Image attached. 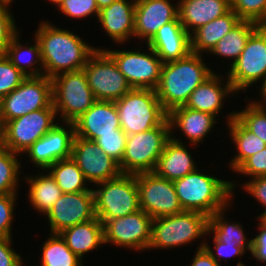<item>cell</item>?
I'll return each mask as SVG.
<instances>
[{
	"label": "cell",
	"mask_w": 266,
	"mask_h": 266,
	"mask_svg": "<svg viewBox=\"0 0 266 266\" xmlns=\"http://www.w3.org/2000/svg\"><path fill=\"white\" fill-rule=\"evenodd\" d=\"M35 38L39 41L44 76L82 70L89 57L98 49L85 43L78 35L44 21L38 25Z\"/></svg>",
	"instance_id": "obj_1"
},
{
	"label": "cell",
	"mask_w": 266,
	"mask_h": 266,
	"mask_svg": "<svg viewBox=\"0 0 266 266\" xmlns=\"http://www.w3.org/2000/svg\"><path fill=\"white\" fill-rule=\"evenodd\" d=\"M214 71L205 65L202 54L190 52L185 58L163 63L155 92L163 109L185 106L191 93Z\"/></svg>",
	"instance_id": "obj_2"
},
{
	"label": "cell",
	"mask_w": 266,
	"mask_h": 266,
	"mask_svg": "<svg viewBox=\"0 0 266 266\" xmlns=\"http://www.w3.org/2000/svg\"><path fill=\"white\" fill-rule=\"evenodd\" d=\"M173 184L184 211L198 212L208 217L229 207L235 190V182L209 176L198 169L173 181Z\"/></svg>",
	"instance_id": "obj_3"
},
{
	"label": "cell",
	"mask_w": 266,
	"mask_h": 266,
	"mask_svg": "<svg viewBox=\"0 0 266 266\" xmlns=\"http://www.w3.org/2000/svg\"><path fill=\"white\" fill-rule=\"evenodd\" d=\"M114 102L121 129L127 135L158 127L168 118V113L163 109L155 90L152 89L132 88Z\"/></svg>",
	"instance_id": "obj_4"
},
{
	"label": "cell",
	"mask_w": 266,
	"mask_h": 266,
	"mask_svg": "<svg viewBox=\"0 0 266 266\" xmlns=\"http://www.w3.org/2000/svg\"><path fill=\"white\" fill-rule=\"evenodd\" d=\"M208 220L207 215L193 211L153 218L148 249H171L210 235Z\"/></svg>",
	"instance_id": "obj_5"
},
{
	"label": "cell",
	"mask_w": 266,
	"mask_h": 266,
	"mask_svg": "<svg viewBox=\"0 0 266 266\" xmlns=\"http://www.w3.org/2000/svg\"><path fill=\"white\" fill-rule=\"evenodd\" d=\"M171 138L168 118L158 127L127 135L122 161L119 164L123 174L154 172L166 142Z\"/></svg>",
	"instance_id": "obj_6"
},
{
	"label": "cell",
	"mask_w": 266,
	"mask_h": 266,
	"mask_svg": "<svg viewBox=\"0 0 266 266\" xmlns=\"http://www.w3.org/2000/svg\"><path fill=\"white\" fill-rule=\"evenodd\" d=\"M51 81L53 106L63 123H73L97 101L83 69L57 74Z\"/></svg>",
	"instance_id": "obj_7"
},
{
	"label": "cell",
	"mask_w": 266,
	"mask_h": 266,
	"mask_svg": "<svg viewBox=\"0 0 266 266\" xmlns=\"http://www.w3.org/2000/svg\"><path fill=\"white\" fill-rule=\"evenodd\" d=\"M94 189L95 214L99 220H110L140 210L136 175L121 173L118 177L97 183Z\"/></svg>",
	"instance_id": "obj_8"
},
{
	"label": "cell",
	"mask_w": 266,
	"mask_h": 266,
	"mask_svg": "<svg viewBox=\"0 0 266 266\" xmlns=\"http://www.w3.org/2000/svg\"><path fill=\"white\" fill-rule=\"evenodd\" d=\"M53 106L52 81L47 76H29L0 100V128L29 112Z\"/></svg>",
	"instance_id": "obj_9"
},
{
	"label": "cell",
	"mask_w": 266,
	"mask_h": 266,
	"mask_svg": "<svg viewBox=\"0 0 266 266\" xmlns=\"http://www.w3.org/2000/svg\"><path fill=\"white\" fill-rule=\"evenodd\" d=\"M56 110L47 107L7 121L0 128L1 145L23 154L33 143L56 125Z\"/></svg>",
	"instance_id": "obj_10"
},
{
	"label": "cell",
	"mask_w": 266,
	"mask_h": 266,
	"mask_svg": "<svg viewBox=\"0 0 266 266\" xmlns=\"http://www.w3.org/2000/svg\"><path fill=\"white\" fill-rule=\"evenodd\" d=\"M226 73L236 94L266 78V26L260 25L248 38L239 58Z\"/></svg>",
	"instance_id": "obj_11"
},
{
	"label": "cell",
	"mask_w": 266,
	"mask_h": 266,
	"mask_svg": "<svg viewBox=\"0 0 266 266\" xmlns=\"http://www.w3.org/2000/svg\"><path fill=\"white\" fill-rule=\"evenodd\" d=\"M83 70L96 100L116 101L132 89L114 59L103 48L89 57Z\"/></svg>",
	"instance_id": "obj_12"
},
{
	"label": "cell",
	"mask_w": 266,
	"mask_h": 266,
	"mask_svg": "<svg viewBox=\"0 0 266 266\" xmlns=\"http://www.w3.org/2000/svg\"><path fill=\"white\" fill-rule=\"evenodd\" d=\"M139 207L152 218L171 216L183 210L173 181L155 172L136 174Z\"/></svg>",
	"instance_id": "obj_13"
},
{
	"label": "cell",
	"mask_w": 266,
	"mask_h": 266,
	"mask_svg": "<svg viewBox=\"0 0 266 266\" xmlns=\"http://www.w3.org/2000/svg\"><path fill=\"white\" fill-rule=\"evenodd\" d=\"M147 47V54L138 50L105 51L114 59L132 88L155 90L160 80L163 62L150 46Z\"/></svg>",
	"instance_id": "obj_14"
},
{
	"label": "cell",
	"mask_w": 266,
	"mask_h": 266,
	"mask_svg": "<svg viewBox=\"0 0 266 266\" xmlns=\"http://www.w3.org/2000/svg\"><path fill=\"white\" fill-rule=\"evenodd\" d=\"M152 219L140 209L124 217L100 220L103 223L104 244L111 243L136 251L148 250Z\"/></svg>",
	"instance_id": "obj_15"
},
{
	"label": "cell",
	"mask_w": 266,
	"mask_h": 266,
	"mask_svg": "<svg viewBox=\"0 0 266 266\" xmlns=\"http://www.w3.org/2000/svg\"><path fill=\"white\" fill-rule=\"evenodd\" d=\"M49 220L50 234L90 221L96 217L94 192L63 193L45 215Z\"/></svg>",
	"instance_id": "obj_16"
},
{
	"label": "cell",
	"mask_w": 266,
	"mask_h": 266,
	"mask_svg": "<svg viewBox=\"0 0 266 266\" xmlns=\"http://www.w3.org/2000/svg\"><path fill=\"white\" fill-rule=\"evenodd\" d=\"M71 158L89 183L114 179L121 174L119 164L107 156L95 141L74 137Z\"/></svg>",
	"instance_id": "obj_17"
},
{
	"label": "cell",
	"mask_w": 266,
	"mask_h": 266,
	"mask_svg": "<svg viewBox=\"0 0 266 266\" xmlns=\"http://www.w3.org/2000/svg\"><path fill=\"white\" fill-rule=\"evenodd\" d=\"M64 124L67 125V129L56 123L50 131L24 152L37 168L46 171L55 162L71 158L75 127L72 122H64Z\"/></svg>",
	"instance_id": "obj_18"
},
{
	"label": "cell",
	"mask_w": 266,
	"mask_h": 266,
	"mask_svg": "<svg viewBox=\"0 0 266 266\" xmlns=\"http://www.w3.org/2000/svg\"><path fill=\"white\" fill-rule=\"evenodd\" d=\"M170 0H136L134 38L149 42L158 29L178 17V3Z\"/></svg>",
	"instance_id": "obj_19"
},
{
	"label": "cell",
	"mask_w": 266,
	"mask_h": 266,
	"mask_svg": "<svg viewBox=\"0 0 266 266\" xmlns=\"http://www.w3.org/2000/svg\"><path fill=\"white\" fill-rule=\"evenodd\" d=\"M75 136L96 141L101 134L114 133L121 129L114 101L97 100L74 122Z\"/></svg>",
	"instance_id": "obj_20"
},
{
	"label": "cell",
	"mask_w": 266,
	"mask_h": 266,
	"mask_svg": "<svg viewBox=\"0 0 266 266\" xmlns=\"http://www.w3.org/2000/svg\"><path fill=\"white\" fill-rule=\"evenodd\" d=\"M146 45L156 52L163 63L185 58L191 52L190 35L178 17L158 29Z\"/></svg>",
	"instance_id": "obj_21"
},
{
	"label": "cell",
	"mask_w": 266,
	"mask_h": 266,
	"mask_svg": "<svg viewBox=\"0 0 266 266\" xmlns=\"http://www.w3.org/2000/svg\"><path fill=\"white\" fill-rule=\"evenodd\" d=\"M135 5L136 0H118L99 12V23L116 44L134 37Z\"/></svg>",
	"instance_id": "obj_22"
},
{
	"label": "cell",
	"mask_w": 266,
	"mask_h": 266,
	"mask_svg": "<svg viewBox=\"0 0 266 266\" xmlns=\"http://www.w3.org/2000/svg\"><path fill=\"white\" fill-rule=\"evenodd\" d=\"M177 3L179 21L190 36L231 10V0H179Z\"/></svg>",
	"instance_id": "obj_23"
},
{
	"label": "cell",
	"mask_w": 266,
	"mask_h": 266,
	"mask_svg": "<svg viewBox=\"0 0 266 266\" xmlns=\"http://www.w3.org/2000/svg\"><path fill=\"white\" fill-rule=\"evenodd\" d=\"M222 76L213 72L191 93L185 107L217 116L224 107L223 100L235 92L228 78L225 85L221 82Z\"/></svg>",
	"instance_id": "obj_24"
},
{
	"label": "cell",
	"mask_w": 266,
	"mask_h": 266,
	"mask_svg": "<svg viewBox=\"0 0 266 266\" xmlns=\"http://www.w3.org/2000/svg\"><path fill=\"white\" fill-rule=\"evenodd\" d=\"M166 142L154 172L169 181H175L197 169L191 153L175 136ZM190 153V154H189Z\"/></svg>",
	"instance_id": "obj_25"
},
{
	"label": "cell",
	"mask_w": 266,
	"mask_h": 266,
	"mask_svg": "<svg viewBox=\"0 0 266 266\" xmlns=\"http://www.w3.org/2000/svg\"><path fill=\"white\" fill-rule=\"evenodd\" d=\"M171 135L174 127L180 129L187 136L189 143L199 145L215 126L216 116L185 106L172 109L168 113ZM215 123V124H214Z\"/></svg>",
	"instance_id": "obj_26"
},
{
	"label": "cell",
	"mask_w": 266,
	"mask_h": 266,
	"mask_svg": "<svg viewBox=\"0 0 266 266\" xmlns=\"http://www.w3.org/2000/svg\"><path fill=\"white\" fill-rule=\"evenodd\" d=\"M59 234L65 240L67 247L81 261L84 254L97 250L104 244L103 223L97 217L66 228Z\"/></svg>",
	"instance_id": "obj_27"
},
{
	"label": "cell",
	"mask_w": 266,
	"mask_h": 266,
	"mask_svg": "<svg viewBox=\"0 0 266 266\" xmlns=\"http://www.w3.org/2000/svg\"><path fill=\"white\" fill-rule=\"evenodd\" d=\"M241 19L231 9L217 19H214L202 27L198 28L191 36V52L195 54H202L203 52H210L218 41L221 40L228 32L236 26Z\"/></svg>",
	"instance_id": "obj_28"
},
{
	"label": "cell",
	"mask_w": 266,
	"mask_h": 266,
	"mask_svg": "<svg viewBox=\"0 0 266 266\" xmlns=\"http://www.w3.org/2000/svg\"><path fill=\"white\" fill-rule=\"evenodd\" d=\"M229 133L236 147L237 154L230 161V168L235 171L247 158L263 150L266 143L248 130L236 117L235 112L227 115Z\"/></svg>",
	"instance_id": "obj_29"
},
{
	"label": "cell",
	"mask_w": 266,
	"mask_h": 266,
	"mask_svg": "<svg viewBox=\"0 0 266 266\" xmlns=\"http://www.w3.org/2000/svg\"><path fill=\"white\" fill-rule=\"evenodd\" d=\"M18 36L19 34H17L7 46L4 52L5 56L27 77L44 75L39 41L35 38L34 45L31 46L29 44V46H26L27 44H25L24 46L19 43L20 39ZM34 64L35 66L39 64V66L35 68V66H33Z\"/></svg>",
	"instance_id": "obj_30"
},
{
	"label": "cell",
	"mask_w": 266,
	"mask_h": 266,
	"mask_svg": "<svg viewBox=\"0 0 266 266\" xmlns=\"http://www.w3.org/2000/svg\"><path fill=\"white\" fill-rule=\"evenodd\" d=\"M27 176L24 179L29 183V201L39 213L47 214L54 203L63 194L54 178L48 174Z\"/></svg>",
	"instance_id": "obj_31"
},
{
	"label": "cell",
	"mask_w": 266,
	"mask_h": 266,
	"mask_svg": "<svg viewBox=\"0 0 266 266\" xmlns=\"http://www.w3.org/2000/svg\"><path fill=\"white\" fill-rule=\"evenodd\" d=\"M258 23L241 20L232 28L217 45L209 52L224 58L232 59V65L244 50L246 42L250 35L259 27Z\"/></svg>",
	"instance_id": "obj_32"
},
{
	"label": "cell",
	"mask_w": 266,
	"mask_h": 266,
	"mask_svg": "<svg viewBox=\"0 0 266 266\" xmlns=\"http://www.w3.org/2000/svg\"><path fill=\"white\" fill-rule=\"evenodd\" d=\"M46 170L54 178L58 187L63 193H76L91 191L87 185L88 181L85 179L82 170L73 161L72 158L62 159L50 165Z\"/></svg>",
	"instance_id": "obj_33"
},
{
	"label": "cell",
	"mask_w": 266,
	"mask_h": 266,
	"mask_svg": "<svg viewBox=\"0 0 266 266\" xmlns=\"http://www.w3.org/2000/svg\"><path fill=\"white\" fill-rule=\"evenodd\" d=\"M227 207L216 211L209 217L208 232L213 233V236L225 244L233 246L244 247L246 250L251 251L252 239L246 238L243 227L240 223H232L225 220V211ZM230 223V224H229Z\"/></svg>",
	"instance_id": "obj_34"
},
{
	"label": "cell",
	"mask_w": 266,
	"mask_h": 266,
	"mask_svg": "<svg viewBox=\"0 0 266 266\" xmlns=\"http://www.w3.org/2000/svg\"><path fill=\"white\" fill-rule=\"evenodd\" d=\"M40 266H83L82 261L67 247L60 234H52L43 243Z\"/></svg>",
	"instance_id": "obj_35"
},
{
	"label": "cell",
	"mask_w": 266,
	"mask_h": 266,
	"mask_svg": "<svg viewBox=\"0 0 266 266\" xmlns=\"http://www.w3.org/2000/svg\"><path fill=\"white\" fill-rule=\"evenodd\" d=\"M19 154L0 145V195L17 193L21 163ZM17 157V158H16Z\"/></svg>",
	"instance_id": "obj_36"
},
{
	"label": "cell",
	"mask_w": 266,
	"mask_h": 266,
	"mask_svg": "<svg viewBox=\"0 0 266 266\" xmlns=\"http://www.w3.org/2000/svg\"><path fill=\"white\" fill-rule=\"evenodd\" d=\"M235 117L252 133L266 143V104L251 101Z\"/></svg>",
	"instance_id": "obj_37"
},
{
	"label": "cell",
	"mask_w": 266,
	"mask_h": 266,
	"mask_svg": "<svg viewBox=\"0 0 266 266\" xmlns=\"http://www.w3.org/2000/svg\"><path fill=\"white\" fill-rule=\"evenodd\" d=\"M231 9L241 20L266 25V0H231Z\"/></svg>",
	"instance_id": "obj_38"
},
{
	"label": "cell",
	"mask_w": 266,
	"mask_h": 266,
	"mask_svg": "<svg viewBox=\"0 0 266 266\" xmlns=\"http://www.w3.org/2000/svg\"><path fill=\"white\" fill-rule=\"evenodd\" d=\"M27 76L0 54V100L18 87Z\"/></svg>",
	"instance_id": "obj_39"
},
{
	"label": "cell",
	"mask_w": 266,
	"mask_h": 266,
	"mask_svg": "<svg viewBox=\"0 0 266 266\" xmlns=\"http://www.w3.org/2000/svg\"><path fill=\"white\" fill-rule=\"evenodd\" d=\"M126 139L127 134L122 129H116L114 133L101 134L95 142L107 156L120 164L125 151Z\"/></svg>",
	"instance_id": "obj_40"
},
{
	"label": "cell",
	"mask_w": 266,
	"mask_h": 266,
	"mask_svg": "<svg viewBox=\"0 0 266 266\" xmlns=\"http://www.w3.org/2000/svg\"><path fill=\"white\" fill-rule=\"evenodd\" d=\"M58 9L66 16L73 18H86L90 15L99 16L96 0H63Z\"/></svg>",
	"instance_id": "obj_41"
},
{
	"label": "cell",
	"mask_w": 266,
	"mask_h": 266,
	"mask_svg": "<svg viewBox=\"0 0 266 266\" xmlns=\"http://www.w3.org/2000/svg\"><path fill=\"white\" fill-rule=\"evenodd\" d=\"M9 6L0 3V53L4 54L12 39L19 33L16 29L14 15L11 14Z\"/></svg>",
	"instance_id": "obj_42"
},
{
	"label": "cell",
	"mask_w": 266,
	"mask_h": 266,
	"mask_svg": "<svg viewBox=\"0 0 266 266\" xmlns=\"http://www.w3.org/2000/svg\"><path fill=\"white\" fill-rule=\"evenodd\" d=\"M17 193L0 195V237L12 238L11 227Z\"/></svg>",
	"instance_id": "obj_43"
},
{
	"label": "cell",
	"mask_w": 266,
	"mask_h": 266,
	"mask_svg": "<svg viewBox=\"0 0 266 266\" xmlns=\"http://www.w3.org/2000/svg\"><path fill=\"white\" fill-rule=\"evenodd\" d=\"M235 172L251 176L250 179L258 176H266V147L247 158Z\"/></svg>",
	"instance_id": "obj_44"
},
{
	"label": "cell",
	"mask_w": 266,
	"mask_h": 266,
	"mask_svg": "<svg viewBox=\"0 0 266 266\" xmlns=\"http://www.w3.org/2000/svg\"><path fill=\"white\" fill-rule=\"evenodd\" d=\"M213 243H214V249L216 250L217 254L212 251L211 246L208 245L206 242L204 245V248L210 253L212 258L219 263L220 265V258H224L227 262L226 258L228 257H234L235 256H242L244 255L245 251H247L244 247L240 246H233L230 244H225L223 242H219L214 236H213ZM217 256V257H216ZM219 260V261H218Z\"/></svg>",
	"instance_id": "obj_45"
},
{
	"label": "cell",
	"mask_w": 266,
	"mask_h": 266,
	"mask_svg": "<svg viewBox=\"0 0 266 266\" xmlns=\"http://www.w3.org/2000/svg\"><path fill=\"white\" fill-rule=\"evenodd\" d=\"M12 238L0 237V266H22L23 259L11 247Z\"/></svg>",
	"instance_id": "obj_46"
},
{
	"label": "cell",
	"mask_w": 266,
	"mask_h": 266,
	"mask_svg": "<svg viewBox=\"0 0 266 266\" xmlns=\"http://www.w3.org/2000/svg\"><path fill=\"white\" fill-rule=\"evenodd\" d=\"M248 194H251L266 211V176L252 178L249 182L241 186Z\"/></svg>",
	"instance_id": "obj_47"
},
{
	"label": "cell",
	"mask_w": 266,
	"mask_h": 266,
	"mask_svg": "<svg viewBox=\"0 0 266 266\" xmlns=\"http://www.w3.org/2000/svg\"><path fill=\"white\" fill-rule=\"evenodd\" d=\"M260 233L252 238V245L250 253L257 262L266 263V224L260 220L258 223Z\"/></svg>",
	"instance_id": "obj_48"
},
{
	"label": "cell",
	"mask_w": 266,
	"mask_h": 266,
	"mask_svg": "<svg viewBox=\"0 0 266 266\" xmlns=\"http://www.w3.org/2000/svg\"><path fill=\"white\" fill-rule=\"evenodd\" d=\"M205 242L198 247L190 266H221L217 263L210 253L204 248Z\"/></svg>",
	"instance_id": "obj_49"
},
{
	"label": "cell",
	"mask_w": 266,
	"mask_h": 266,
	"mask_svg": "<svg viewBox=\"0 0 266 266\" xmlns=\"http://www.w3.org/2000/svg\"><path fill=\"white\" fill-rule=\"evenodd\" d=\"M262 85L260 86V95H262L261 97V102H260V99L259 101H256V102H259V103H262V104H266V78L265 80L263 81V83H261Z\"/></svg>",
	"instance_id": "obj_50"
},
{
	"label": "cell",
	"mask_w": 266,
	"mask_h": 266,
	"mask_svg": "<svg viewBox=\"0 0 266 266\" xmlns=\"http://www.w3.org/2000/svg\"><path fill=\"white\" fill-rule=\"evenodd\" d=\"M116 1L118 0H96V3H97L99 10H101L102 8L107 7Z\"/></svg>",
	"instance_id": "obj_51"
},
{
	"label": "cell",
	"mask_w": 266,
	"mask_h": 266,
	"mask_svg": "<svg viewBox=\"0 0 266 266\" xmlns=\"http://www.w3.org/2000/svg\"><path fill=\"white\" fill-rule=\"evenodd\" d=\"M258 218H259V220H261L262 222H264L266 224V211L261 213V215H259Z\"/></svg>",
	"instance_id": "obj_52"
},
{
	"label": "cell",
	"mask_w": 266,
	"mask_h": 266,
	"mask_svg": "<svg viewBox=\"0 0 266 266\" xmlns=\"http://www.w3.org/2000/svg\"><path fill=\"white\" fill-rule=\"evenodd\" d=\"M49 1H50V3L52 2L53 4H55L57 6L56 8H58L63 0H49Z\"/></svg>",
	"instance_id": "obj_53"
},
{
	"label": "cell",
	"mask_w": 266,
	"mask_h": 266,
	"mask_svg": "<svg viewBox=\"0 0 266 266\" xmlns=\"http://www.w3.org/2000/svg\"><path fill=\"white\" fill-rule=\"evenodd\" d=\"M13 0H0V3L6 4L8 6H10V4H12Z\"/></svg>",
	"instance_id": "obj_54"
}]
</instances>
